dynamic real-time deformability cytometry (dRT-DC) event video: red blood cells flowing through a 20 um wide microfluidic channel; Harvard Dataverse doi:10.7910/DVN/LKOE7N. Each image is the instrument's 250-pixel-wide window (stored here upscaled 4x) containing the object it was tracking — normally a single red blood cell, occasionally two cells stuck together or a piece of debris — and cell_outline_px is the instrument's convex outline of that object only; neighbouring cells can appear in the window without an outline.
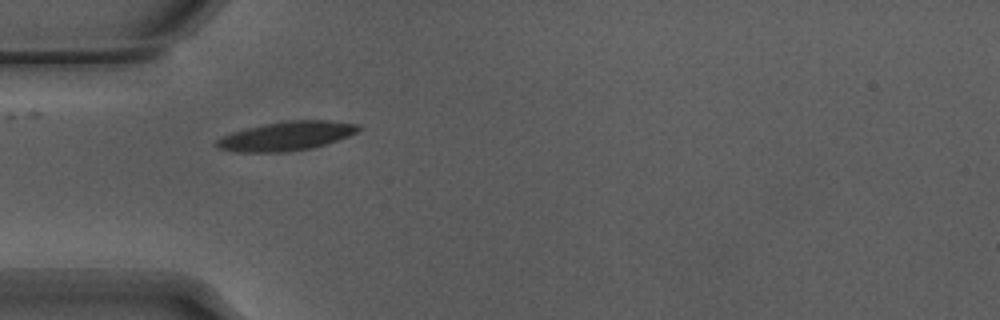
{"species": "Egyptian fruit bat (a non-hibernating species)", "species_latin": "Rousettus aegyptiacus", "temperature_condition": "warm", "stored_images_in_passage": 5, "camera_frame_rate_fps": 3000, "um_per_image_px": 0.085, "animal": {"sex": "male"}, "frame": {"image": 1, "passage_image": 1, "time_ms": 0.0, "image_size_px": [1000, 320], "cell_outline_px": [[364, 128], [348, 136], [312, 148], [284, 152], [236, 152], [216, 148], [212, 144], [216, 140], [232, 132], [244, 128], [264, 124], [288, 120], [328, 120], [360, 124]], "centroid_in_image_um": [24.32, 11.56], "position_along_channel_um": 60.7, "area_um2": 24.16}}
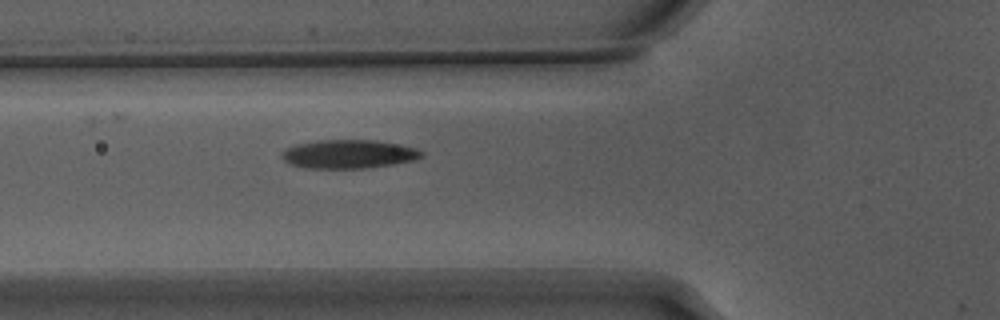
{"frame": {"image": 2, "passage_image": 4, "time_ms": 1.0, "image_size_px": [1000, 320], "cell_outline_px": [[424, 156], [416, 160], [392, 164], [364, 168], [308, 168], [292, 164], [284, 160], [280, 156], [280, 152], [284, 148], [292, 144], [316, 140], [376, 140], [416, 148], [424, 152]], "centroid_in_image_um": [29.6, 13.08], "position_along_channel_um": 96.2, "area_um2": 23.52}}